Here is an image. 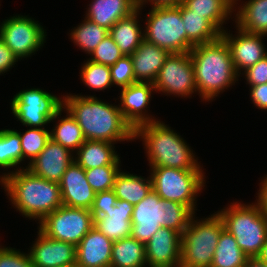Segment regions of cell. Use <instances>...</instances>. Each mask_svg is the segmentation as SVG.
<instances>
[{"instance_id": "obj_29", "label": "cell", "mask_w": 267, "mask_h": 267, "mask_svg": "<svg viewBox=\"0 0 267 267\" xmlns=\"http://www.w3.org/2000/svg\"><path fill=\"white\" fill-rule=\"evenodd\" d=\"M145 244L128 237L113 242L110 267H145Z\"/></svg>"}, {"instance_id": "obj_14", "label": "cell", "mask_w": 267, "mask_h": 267, "mask_svg": "<svg viewBox=\"0 0 267 267\" xmlns=\"http://www.w3.org/2000/svg\"><path fill=\"white\" fill-rule=\"evenodd\" d=\"M236 36H232L228 30L221 33L226 41L231 54L235 71L240 76L241 71L255 65L267 55V49L263 43V34H254L244 31L236 26Z\"/></svg>"}, {"instance_id": "obj_19", "label": "cell", "mask_w": 267, "mask_h": 267, "mask_svg": "<svg viewBox=\"0 0 267 267\" xmlns=\"http://www.w3.org/2000/svg\"><path fill=\"white\" fill-rule=\"evenodd\" d=\"M59 185L63 205L92 208L96 192L86 180L85 170L76 161L68 166Z\"/></svg>"}, {"instance_id": "obj_9", "label": "cell", "mask_w": 267, "mask_h": 267, "mask_svg": "<svg viewBox=\"0 0 267 267\" xmlns=\"http://www.w3.org/2000/svg\"><path fill=\"white\" fill-rule=\"evenodd\" d=\"M144 39L169 53L190 52L187 34L181 16V5L151 8L146 16Z\"/></svg>"}, {"instance_id": "obj_17", "label": "cell", "mask_w": 267, "mask_h": 267, "mask_svg": "<svg viewBox=\"0 0 267 267\" xmlns=\"http://www.w3.org/2000/svg\"><path fill=\"white\" fill-rule=\"evenodd\" d=\"M121 89L119 109L134 130L140 125L157 121L146 114L152 91H155L153 83L136 82Z\"/></svg>"}, {"instance_id": "obj_24", "label": "cell", "mask_w": 267, "mask_h": 267, "mask_svg": "<svg viewBox=\"0 0 267 267\" xmlns=\"http://www.w3.org/2000/svg\"><path fill=\"white\" fill-rule=\"evenodd\" d=\"M114 144L107 141L85 140L75 152L74 160L84 170L102 166H120V157L114 150Z\"/></svg>"}, {"instance_id": "obj_45", "label": "cell", "mask_w": 267, "mask_h": 267, "mask_svg": "<svg viewBox=\"0 0 267 267\" xmlns=\"http://www.w3.org/2000/svg\"><path fill=\"white\" fill-rule=\"evenodd\" d=\"M184 0H136L137 9L141 11L143 5L150 2L152 8L176 7L183 4Z\"/></svg>"}, {"instance_id": "obj_50", "label": "cell", "mask_w": 267, "mask_h": 267, "mask_svg": "<svg viewBox=\"0 0 267 267\" xmlns=\"http://www.w3.org/2000/svg\"><path fill=\"white\" fill-rule=\"evenodd\" d=\"M64 267H78L76 264L69 265V266H64Z\"/></svg>"}, {"instance_id": "obj_6", "label": "cell", "mask_w": 267, "mask_h": 267, "mask_svg": "<svg viewBox=\"0 0 267 267\" xmlns=\"http://www.w3.org/2000/svg\"><path fill=\"white\" fill-rule=\"evenodd\" d=\"M217 213L239 248L249 258H256L267 241V215L256 203L246 205L240 202H233Z\"/></svg>"}, {"instance_id": "obj_33", "label": "cell", "mask_w": 267, "mask_h": 267, "mask_svg": "<svg viewBox=\"0 0 267 267\" xmlns=\"http://www.w3.org/2000/svg\"><path fill=\"white\" fill-rule=\"evenodd\" d=\"M108 34L109 30L105 27L99 26L97 23L85 18L83 23L76 26V28L74 27L70 33V38L81 50L91 54Z\"/></svg>"}, {"instance_id": "obj_13", "label": "cell", "mask_w": 267, "mask_h": 267, "mask_svg": "<svg viewBox=\"0 0 267 267\" xmlns=\"http://www.w3.org/2000/svg\"><path fill=\"white\" fill-rule=\"evenodd\" d=\"M153 84L156 92L166 95L190 97L197 93L190 53H170Z\"/></svg>"}, {"instance_id": "obj_38", "label": "cell", "mask_w": 267, "mask_h": 267, "mask_svg": "<svg viewBox=\"0 0 267 267\" xmlns=\"http://www.w3.org/2000/svg\"><path fill=\"white\" fill-rule=\"evenodd\" d=\"M92 62L107 66L114 65L123 56L119 47L108 34L90 54Z\"/></svg>"}, {"instance_id": "obj_43", "label": "cell", "mask_w": 267, "mask_h": 267, "mask_svg": "<svg viewBox=\"0 0 267 267\" xmlns=\"http://www.w3.org/2000/svg\"><path fill=\"white\" fill-rule=\"evenodd\" d=\"M18 60L19 59L0 38V75L12 69L11 67H13Z\"/></svg>"}, {"instance_id": "obj_28", "label": "cell", "mask_w": 267, "mask_h": 267, "mask_svg": "<svg viewBox=\"0 0 267 267\" xmlns=\"http://www.w3.org/2000/svg\"><path fill=\"white\" fill-rule=\"evenodd\" d=\"M181 16L187 34V42L194 46L217 40L221 33L202 15L193 13L181 4Z\"/></svg>"}, {"instance_id": "obj_46", "label": "cell", "mask_w": 267, "mask_h": 267, "mask_svg": "<svg viewBox=\"0 0 267 267\" xmlns=\"http://www.w3.org/2000/svg\"><path fill=\"white\" fill-rule=\"evenodd\" d=\"M260 189L258 191V199L257 202H255L257 204V206L259 207V209L265 214L267 215V175L265 176L264 179H262V182L260 183Z\"/></svg>"}, {"instance_id": "obj_36", "label": "cell", "mask_w": 267, "mask_h": 267, "mask_svg": "<svg viewBox=\"0 0 267 267\" xmlns=\"http://www.w3.org/2000/svg\"><path fill=\"white\" fill-rule=\"evenodd\" d=\"M80 73L82 83L90 89L98 91L111 88V85L113 86L110 66L87 60V62L82 65Z\"/></svg>"}, {"instance_id": "obj_3", "label": "cell", "mask_w": 267, "mask_h": 267, "mask_svg": "<svg viewBox=\"0 0 267 267\" xmlns=\"http://www.w3.org/2000/svg\"><path fill=\"white\" fill-rule=\"evenodd\" d=\"M189 53L196 89L203 101H213L224 89L238 81L230 49L221 36L215 41L194 46Z\"/></svg>"}, {"instance_id": "obj_37", "label": "cell", "mask_w": 267, "mask_h": 267, "mask_svg": "<svg viewBox=\"0 0 267 267\" xmlns=\"http://www.w3.org/2000/svg\"><path fill=\"white\" fill-rule=\"evenodd\" d=\"M120 166H102L85 170L86 180L97 193L112 190L114 180L120 171Z\"/></svg>"}, {"instance_id": "obj_11", "label": "cell", "mask_w": 267, "mask_h": 267, "mask_svg": "<svg viewBox=\"0 0 267 267\" xmlns=\"http://www.w3.org/2000/svg\"><path fill=\"white\" fill-rule=\"evenodd\" d=\"M11 100L14 117L33 128H45L63 107V99L40 88L21 90Z\"/></svg>"}, {"instance_id": "obj_5", "label": "cell", "mask_w": 267, "mask_h": 267, "mask_svg": "<svg viewBox=\"0 0 267 267\" xmlns=\"http://www.w3.org/2000/svg\"><path fill=\"white\" fill-rule=\"evenodd\" d=\"M194 214L186 205L161 199L152 189L134 205L131 237L146 244L161 227L173 229L182 235Z\"/></svg>"}, {"instance_id": "obj_22", "label": "cell", "mask_w": 267, "mask_h": 267, "mask_svg": "<svg viewBox=\"0 0 267 267\" xmlns=\"http://www.w3.org/2000/svg\"><path fill=\"white\" fill-rule=\"evenodd\" d=\"M169 54L166 49L144 39L130 55L136 82L154 83Z\"/></svg>"}, {"instance_id": "obj_48", "label": "cell", "mask_w": 267, "mask_h": 267, "mask_svg": "<svg viewBox=\"0 0 267 267\" xmlns=\"http://www.w3.org/2000/svg\"><path fill=\"white\" fill-rule=\"evenodd\" d=\"M257 258L267 264V241L265 245L262 247V250L260 254L257 256Z\"/></svg>"}, {"instance_id": "obj_41", "label": "cell", "mask_w": 267, "mask_h": 267, "mask_svg": "<svg viewBox=\"0 0 267 267\" xmlns=\"http://www.w3.org/2000/svg\"><path fill=\"white\" fill-rule=\"evenodd\" d=\"M117 200L118 199L113 189L97 192L90 211L93 216H104L105 213L111 209V206L116 205Z\"/></svg>"}, {"instance_id": "obj_20", "label": "cell", "mask_w": 267, "mask_h": 267, "mask_svg": "<svg viewBox=\"0 0 267 267\" xmlns=\"http://www.w3.org/2000/svg\"><path fill=\"white\" fill-rule=\"evenodd\" d=\"M113 241L93 227L76 246L78 267H110Z\"/></svg>"}, {"instance_id": "obj_23", "label": "cell", "mask_w": 267, "mask_h": 267, "mask_svg": "<svg viewBox=\"0 0 267 267\" xmlns=\"http://www.w3.org/2000/svg\"><path fill=\"white\" fill-rule=\"evenodd\" d=\"M136 10V0H93L85 18L110 30L117 21Z\"/></svg>"}, {"instance_id": "obj_10", "label": "cell", "mask_w": 267, "mask_h": 267, "mask_svg": "<svg viewBox=\"0 0 267 267\" xmlns=\"http://www.w3.org/2000/svg\"><path fill=\"white\" fill-rule=\"evenodd\" d=\"M38 223L45 236L77 246L94 227V216L87 208L61 205Z\"/></svg>"}, {"instance_id": "obj_21", "label": "cell", "mask_w": 267, "mask_h": 267, "mask_svg": "<svg viewBox=\"0 0 267 267\" xmlns=\"http://www.w3.org/2000/svg\"><path fill=\"white\" fill-rule=\"evenodd\" d=\"M134 205L118 199L104 216H94V227L113 242L131 237Z\"/></svg>"}, {"instance_id": "obj_2", "label": "cell", "mask_w": 267, "mask_h": 267, "mask_svg": "<svg viewBox=\"0 0 267 267\" xmlns=\"http://www.w3.org/2000/svg\"><path fill=\"white\" fill-rule=\"evenodd\" d=\"M0 183L13 206L29 219L40 222L63 205L59 183L36 176L24 167L3 173Z\"/></svg>"}, {"instance_id": "obj_4", "label": "cell", "mask_w": 267, "mask_h": 267, "mask_svg": "<svg viewBox=\"0 0 267 267\" xmlns=\"http://www.w3.org/2000/svg\"><path fill=\"white\" fill-rule=\"evenodd\" d=\"M134 138L143 140L150 167L202 170L184 138L162 121L138 126Z\"/></svg>"}, {"instance_id": "obj_31", "label": "cell", "mask_w": 267, "mask_h": 267, "mask_svg": "<svg viewBox=\"0 0 267 267\" xmlns=\"http://www.w3.org/2000/svg\"><path fill=\"white\" fill-rule=\"evenodd\" d=\"M248 258L239 248L233 235L223 229L210 267H243Z\"/></svg>"}, {"instance_id": "obj_35", "label": "cell", "mask_w": 267, "mask_h": 267, "mask_svg": "<svg viewBox=\"0 0 267 267\" xmlns=\"http://www.w3.org/2000/svg\"><path fill=\"white\" fill-rule=\"evenodd\" d=\"M19 133L22 148V161L30 160L31 163L45 148L50 140V130L45 128H33Z\"/></svg>"}, {"instance_id": "obj_16", "label": "cell", "mask_w": 267, "mask_h": 267, "mask_svg": "<svg viewBox=\"0 0 267 267\" xmlns=\"http://www.w3.org/2000/svg\"><path fill=\"white\" fill-rule=\"evenodd\" d=\"M36 241L28 252L33 267H64L76 264V246L55 240L38 230Z\"/></svg>"}, {"instance_id": "obj_1", "label": "cell", "mask_w": 267, "mask_h": 267, "mask_svg": "<svg viewBox=\"0 0 267 267\" xmlns=\"http://www.w3.org/2000/svg\"><path fill=\"white\" fill-rule=\"evenodd\" d=\"M63 107L75 118L85 140L118 141L134 140L135 130L124 119L119 105L98 100L94 96H63Z\"/></svg>"}, {"instance_id": "obj_42", "label": "cell", "mask_w": 267, "mask_h": 267, "mask_svg": "<svg viewBox=\"0 0 267 267\" xmlns=\"http://www.w3.org/2000/svg\"><path fill=\"white\" fill-rule=\"evenodd\" d=\"M243 72L250 87L267 83V55Z\"/></svg>"}, {"instance_id": "obj_47", "label": "cell", "mask_w": 267, "mask_h": 267, "mask_svg": "<svg viewBox=\"0 0 267 267\" xmlns=\"http://www.w3.org/2000/svg\"><path fill=\"white\" fill-rule=\"evenodd\" d=\"M243 267H267V264L256 258H248Z\"/></svg>"}, {"instance_id": "obj_34", "label": "cell", "mask_w": 267, "mask_h": 267, "mask_svg": "<svg viewBox=\"0 0 267 267\" xmlns=\"http://www.w3.org/2000/svg\"><path fill=\"white\" fill-rule=\"evenodd\" d=\"M22 163L21 140L17 130H0V167L12 168Z\"/></svg>"}, {"instance_id": "obj_7", "label": "cell", "mask_w": 267, "mask_h": 267, "mask_svg": "<svg viewBox=\"0 0 267 267\" xmlns=\"http://www.w3.org/2000/svg\"><path fill=\"white\" fill-rule=\"evenodd\" d=\"M224 224L217 212L201 221L190 219L181 235L180 267H210Z\"/></svg>"}, {"instance_id": "obj_39", "label": "cell", "mask_w": 267, "mask_h": 267, "mask_svg": "<svg viewBox=\"0 0 267 267\" xmlns=\"http://www.w3.org/2000/svg\"><path fill=\"white\" fill-rule=\"evenodd\" d=\"M111 81L113 85L121 88L136 83L133 62L130 56H122L114 65L110 66Z\"/></svg>"}, {"instance_id": "obj_8", "label": "cell", "mask_w": 267, "mask_h": 267, "mask_svg": "<svg viewBox=\"0 0 267 267\" xmlns=\"http://www.w3.org/2000/svg\"><path fill=\"white\" fill-rule=\"evenodd\" d=\"M152 189L161 199L174 201L196 210L197 194L205 184L203 170H182L171 167H150Z\"/></svg>"}, {"instance_id": "obj_32", "label": "cell", "mask_w": 267, "mask_h": 267, "mask_svg": "<svg viewBox=\"0 0 267 267\" xmlns=\"http://www.w3.org/2000/svg\"><path fill=\"white\" fill-rule=\"evenodd\" d=\"M183 5L204 16L220 33L225 31L224 22L234 13L224 0H184Z\"/></svg>"}, {"instance_id": "obj_40", "label": "cell", "mask_w": 267, "mask_h": 267, "mask_svg": "<svg viewBox=\"0 0 267 267\" xmlns=\"http://www.w3.org/2000/svg\"><path fill=\"white\" fill-rule=\"evenodd\" d=\"M0 267H33L28 253L11 247L0 248Z\"/></svg>"}, {"instance_id": "obj_44", "label": "cell", "mask_w": 267, "mask_h": 267, "mask_svg": "<svg viewBox=\"0 0 267 267\" xmlns=\"http://www.w3.org/2000/svg\"><path fill=\"white\" fill-rule=\"evenodd\" d=\"M250 98L258 109L267 110V83L250 87Z\"/></svg>"}, {"instance_id": "obj_30", "label": "cell", "mask_w": 267, "mask_h": 267, "mask_svg": "<svg viewBox=\"0 0 267 267\" xmlns=\"http://www.w3.org/2000/svg\"><path fill=\"white\" fill-rule=\"evenodd\" d=\"M63 111H66L67 115L59 119ZM56 119H58L59 122L55 124L56 126L50 131V138L75 153L85 142L81 127L64 107L56 113L52 121Z\"/></svg>"}, {"instance_id": "obj_12", "label": "cell", "mask_w": 267, "mask_h": 267, "mask_svg": "<svg viewBox=\"0 0 267 267\" xmlns=\"http://www.w3.org/2000/svg\"><path fill=\"white\" fill-rule=\"evenodd\" d=\"M46 36L43 26L28 16L16 14L0 25V38L19 60L35 54Z\"/></svg>"}, {"instance_id": "obj_15", "label": "cell", "mask_w": 267, "mask_h": 267, "mask_svg": "<svg viewBox=\"0 0 267 267\" xmlns=\"http://www.w3.org/2000/svg\"><path fill=\"white\" fill-rule=\"evenodd\" d=\"M146 262L149 267H180L181 234L161 227L145 244Z\"/></svg>"}, {"instance_id": "obj_27", "label": "cell", "mask_w": 267, "mask_h": 267, "mask_svg": "<svg viewBox=\"0 0 267 267\" xmlns=\"http://www.w3.org/2000/svg\"><path fill=\"white\" fill-rule=\"evenodd\" d=\"M117 199L128 201L135 205L145 198L152 190L151 176L148 179L124 171L116 175L114 187Z\"/></svg>"}, {"instance_id": "obj_49", "label": "cell", "mask_w": 267, "mask_h": 267, "mask_svg": "<svg viewBox=\"0 0 267 267\" xmlns=\"http://www.w3.org/2000/svg\"><path fill=\"white\" fill-rule=\"evenodd\" d=\"M227 4H228V6L233 10V11H235L236 12V9L234 10V8H236L237 7V1L238 0H224ZM235 5H236V7H235Z\"/></svg>"}, {"instance_id": "obj_18", "label": "cell", "mask_w": 267, "mask_h": 267, "mask_svg": "<svg viewBox=\"0 0 267 267\" xmlns=\"http://www.w3.org/2000/svg\"><path fill=\"white\" fill-rule=\"evenodd\" d=\"M73 152L51 138L42 152L26 166L31 173L59 183L68 166L75 161Z\"/></svg>"}, {"instance_id": "obj_26", "label": "cell", "mask_w": 267, "mask_h": 267, "mask_svg": "<svg viewBox=\"0 0 267 267\" xmlns=\"http://www.w3.org/2000/svg\"><path fill=\"white\" fill-rule=\"evenodd\" d=\"M237 8L236 26L254 34L267 36V0H248Z\"/></svg>"}, {"instance_id": "obj_25", "label": "cell", "mask_w": 267, "mask_h": 267, "mask_svg": "<svg viewBox=\"0 0 267 267\" xmlns=\"http://www.w3.org/2000/svg\"><path fill=\"white\" fill-rule=\"evenodd\" d=\"M140 10L117 21L109 30V35L124 56H130L144 40V31L139 23Z\"/></svg>"}]
</instances>
